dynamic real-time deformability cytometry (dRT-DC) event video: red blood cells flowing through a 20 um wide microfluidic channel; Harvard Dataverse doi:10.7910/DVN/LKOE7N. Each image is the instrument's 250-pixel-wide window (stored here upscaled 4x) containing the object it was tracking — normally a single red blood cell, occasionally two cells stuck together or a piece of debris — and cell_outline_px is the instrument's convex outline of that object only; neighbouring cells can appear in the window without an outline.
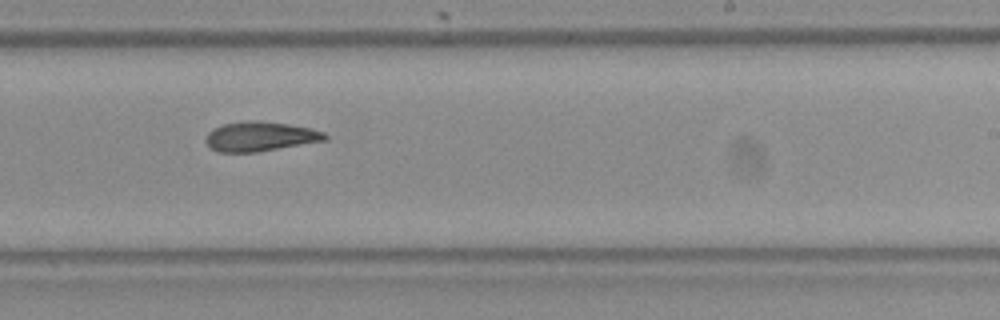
{"species": "Egyptian fruit bat (a non-hibernating species)", "species_latin": "Rousettus aegyptiacus", "temperature_condition": "room temperature", "stored_images_in_passage": 13, "camera_frame_rate_fps": 3000, "um_per_image_px": 0.085, "frame": {"image": 1, "passage_image": 8, "time_ms": 2.333, "image_size_px": [1000, 320], "cell_outline_px": [[328, 140], [256, 152], [220, 152], [212, 148], [204, 140], [208, 132], [212, 128], [224, 124], [248, 120], [252, 120], [288, 124], [312, 128], [324, 132], [328, 136]], "centroid_in_image_um": [22.13, 11.59], "position_along_channel_um": 266.9, "area_um2": 20.52}}
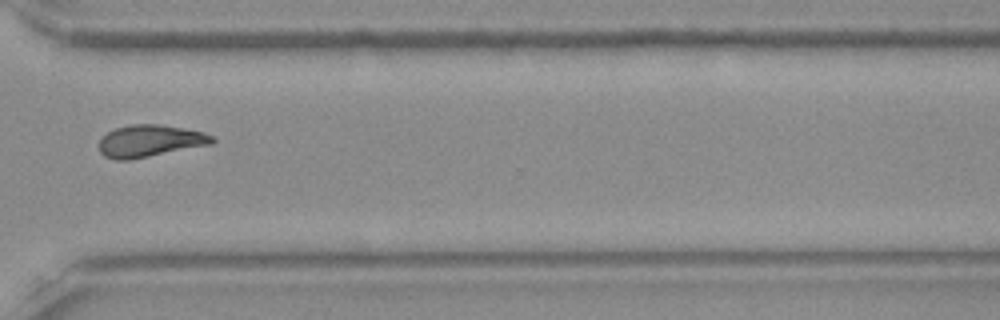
{"frame": {"image": 2, "passage_image": 10, "time_ms": 3.0, "image_size_px": [1000, 320], "cell_outline_px": [[216, 140], [212, 144], [128, 160], [116, 160], [104, 156], [100, 152], [100, 140], [108, 132], [116, 128], [132, 124], [160, 124], [184, 128], [204, 132], [212, 136]], "centroid_in_image_um": [12.76, 11.97], "position_along_channel_um": 357.8, "area_um2": 20.98}}
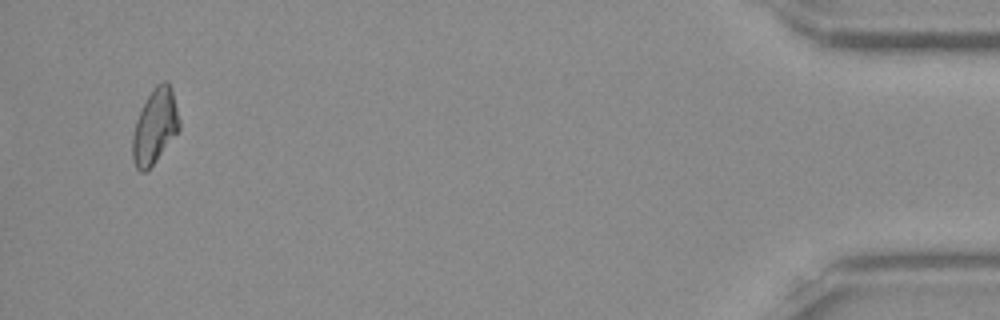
{"frame": {"image": 3, "passage_image": 13, "time_ms": 4.0, "image_size_px": [1000, 320], "cell_outline_px": [[180, 128], [156, 160], [144, 172], [140, 172], [136, 168], [132, 160], [132, 136], [136, 120], [140, 108], [152, 88], [156, 84], [164, 80], [168, 80], [172, 88], [180, 120]], "centroid_in_image_um": [13.15, 10.69], "position_along_channel_um": 422.0, "area_um2": 20.52}}